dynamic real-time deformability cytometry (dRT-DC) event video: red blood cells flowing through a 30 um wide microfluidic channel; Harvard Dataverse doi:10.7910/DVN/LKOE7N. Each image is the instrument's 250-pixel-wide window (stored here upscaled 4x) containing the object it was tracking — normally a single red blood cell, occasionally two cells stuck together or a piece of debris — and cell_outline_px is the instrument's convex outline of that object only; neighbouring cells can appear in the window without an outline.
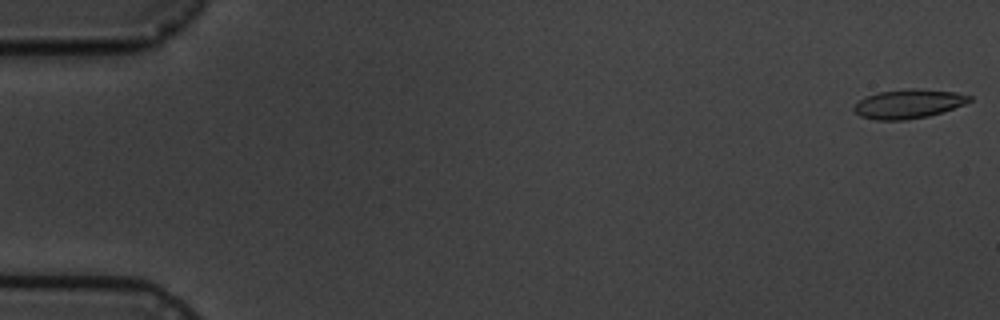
{"species": "common noctule bat (a hibernating species)", "species_latin": "Nyctalus noctula", "temperature_condition": "cold", "stored_images_in_passage": 6, "camera_frame_rate_fps": 3000, "um_per_image_px": 0.085, "animal": {"sex": "male", "body_mass_g": 19.5, "forearm_length_mm": 54.6}, "frame": {"image": 1, "passage_image": 1, "time_ms": 0.0, "image_size_px": [1000, 320], "cell_outline_px": [[972, 100], [964, 104], [928, 116], [904, 120], [876, 120], [860, 116], [852, 108], [864, 96], [880, 92], [912, 88], [916, 88], [956, 92], [972, 96]], "centroid_in_image_um": [77.21, 8.82], "position_along_channel_um": 7.8, "area_um2": 19.42}}
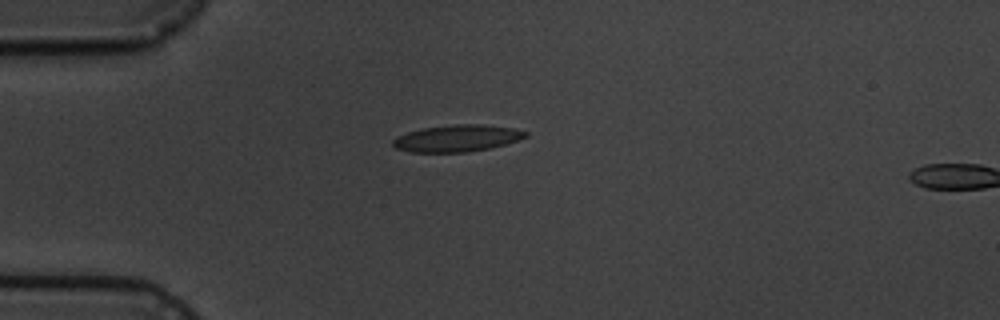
{"frame": {"image": 2, "passage_image": 5, "time_ms": 4.667, "image_size_px": [1000, 320], "cell_outline_px": [[528, 136], [504, 144], [488, 148], [468, 152], [412, 152], [396, 148], [392, 144], [392, 140], [396, 136], [408, 132], [424, 128], [456, 124], [480, 124], [516, 128], [528, 132]], "centroid_in_image_um": [38.85, 11.75], "position_along_channel_um": 46.2, "area_um2": 20.58}}